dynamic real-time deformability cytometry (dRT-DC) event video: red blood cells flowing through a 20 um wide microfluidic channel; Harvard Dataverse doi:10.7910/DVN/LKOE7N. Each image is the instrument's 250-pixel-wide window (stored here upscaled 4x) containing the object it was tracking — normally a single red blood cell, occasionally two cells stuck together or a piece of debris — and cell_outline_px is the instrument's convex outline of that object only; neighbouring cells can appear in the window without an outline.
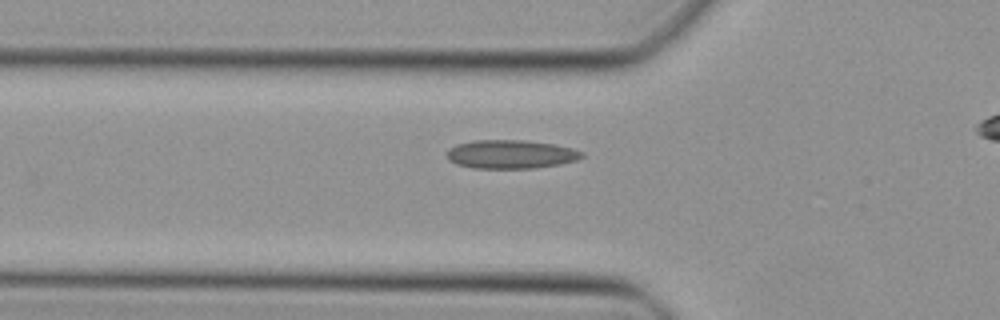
{"species": "Egyptian fruit bat (a non-hibernating species)", "species_latin": "Rousettus aegyptiacus", "temperature_condition": "cold", "stored_images_in_passage": 34, "camera_frame_rate_fps": 3000, "um_per_image_px": 0.085, "animal": {"sex": "female"}, "frame": {"image": 1, "passage_image": 8, "time_ms": 2.333, "image_size_px": [1000, 320], "cell_outline_px": [[584, 156], [576, 160], [560, 164], [536, 168], [472, 168], [456, 164], [448, 160], [448, 148], [456, 144], [472, 140], [524, 140], [552, 144], [572, 148], [584, 152]], "centroid_in_image_um": [43.4, 13.11], "position_along_channel_um": 82.4, "area_um2": 22.6}}
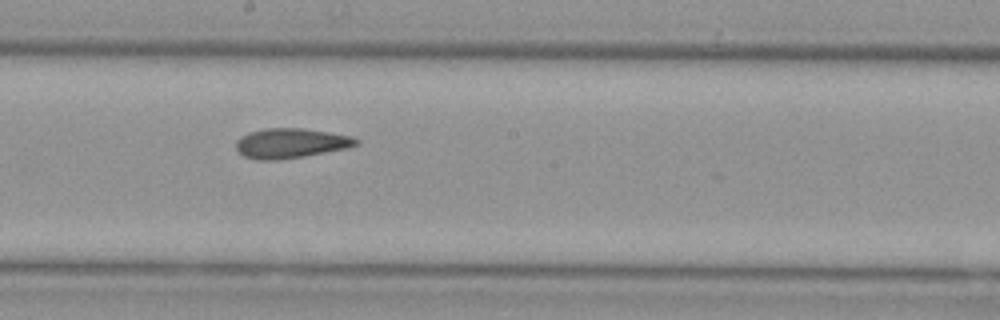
{"frame": {"image": 2, "passage_image": 18, "time_ms": 5.667, "image_size_px": [1000, 320], "cell_outline_px": [[360, 144], [348, 148], [304, 156], [276, 160], [256, 160], [244, 156], [236, 148], [236, 140], [240, 136], [248, 132], [264, 128], [304, 128], [352, 136], [360, 140]], "centroid_in_image_um": [24.72, 12.16], "position_along_channel_um": 223.5, "area_um2": 21.04}}
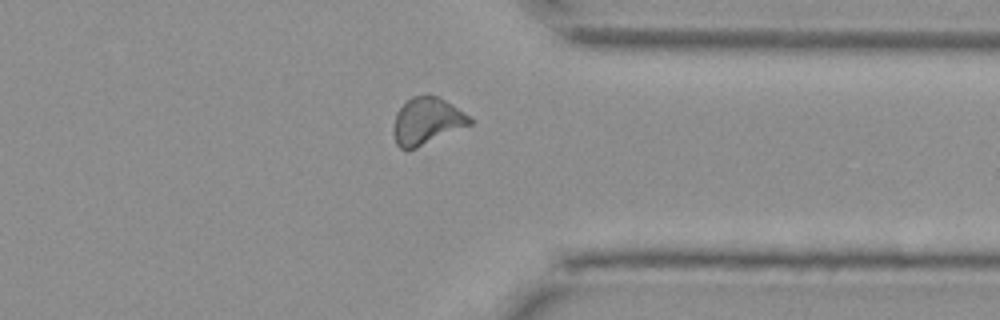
{"frame": {"image": 3, "passage_image": 29, "time_ms": 9.333, "image_size_px": [1000, 320], "cell_outline_px": [[472, 124], [408, 152], [400, 148], [396, 144], [392, 128], [396, 112], [412, 96], [428, 92], [440, 96], [464, 112], [472, 120]], "centroid_in_image_um": [36.26, 10.28], "position_along_channel_um": 375.1, "area_um2": 21.39}}